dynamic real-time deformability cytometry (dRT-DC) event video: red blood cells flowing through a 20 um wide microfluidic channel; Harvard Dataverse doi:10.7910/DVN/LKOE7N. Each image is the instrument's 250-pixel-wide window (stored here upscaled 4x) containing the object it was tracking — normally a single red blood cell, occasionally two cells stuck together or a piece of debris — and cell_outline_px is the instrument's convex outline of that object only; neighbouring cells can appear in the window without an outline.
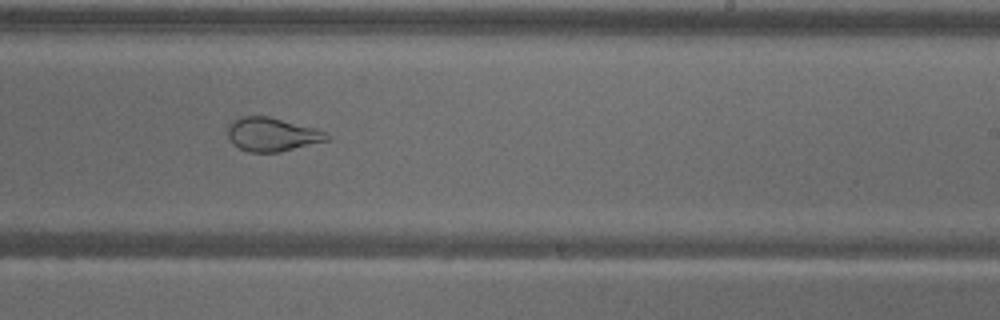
{"species": "common noctule bat (a hibernating species)", "species_latin": "Nyctalus noctula", "temperature_condition": "warm", "stored_images_in_passage": 52, "camera_frame_rate_fps": 3000, "um_per_image_px": 0.085, "animal": {"sex": "male", "body_mass_g": 18.8}, "frame": {"image": 1, "passage_image": 30, "time_ms": 9.667, "image_size_px": [1000, 320], "cell_outline_px": [[332, 136], [328, 140], [280, 152], [248, 152], [232, 144], [228, 136], [228, 124], [232, 120], [240, 116], [268, 116], [316, 128], [328, 132]], "centroid_in_image_um": [23.13, 11.42], "position_along_channel_um": 265.9, "area_um2": 19.65}}
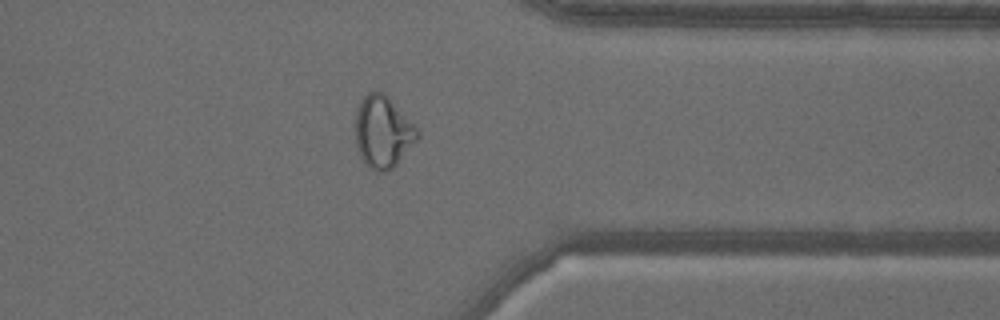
{"frame": {"image": 2, "passage_image": 40, "time_ms": 13.0, "image_size_px": [1000, 320], "cell_outline_px": [[420, 136], [396, 164], [392, 168], [384, 172], [380, 172], [372, 168], [360, 156], [356, 144], [356, 112], [360, 100], [368, 92], [380, 92], [388, 96], [420, 132]], "centroid_in_image_um": [32.54, 11.2], "position_along_channel_um": 378.9, "area_um2": 25.43}}
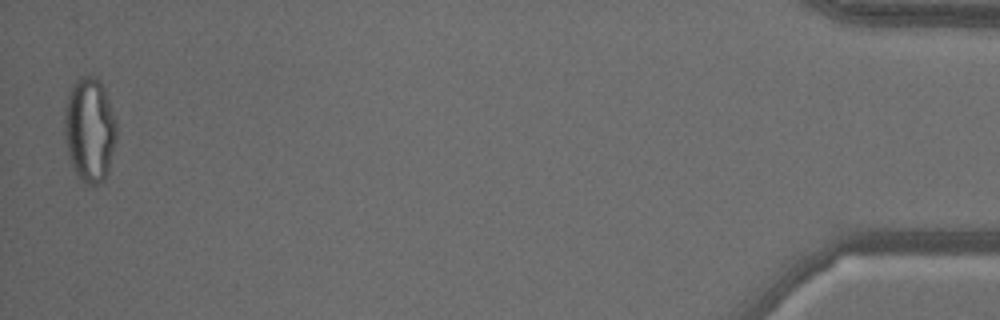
{"frame": {"image": 3, "passage_image": 51, "time_ms": 16.667, "image_size_px": [1000, 320], "cell_outline_px": [[116, 140], [108, 172], [104, 180], [96, 184], [84, 184], [80, 180], [68, 156], [64, 136], [64, 108], [72, 84], [76, 80], [84, 76], [96, 76], [100, 80], [104, 88], [116, 124]], "centroid_in_image_um": [7.6, 11.03], "position_along_channel_um": 427.6, "area_um2": 31.73}, "authors_computed_cell_mechanics": {"area_um2": 27.0215, "velocity_mm_per_s": 3.5898, "shape_relaxation_time_tau1_ms": null, "shape_relaxation_time_tau2_ms": 1.194, "deformation_change_tau1": null, "deformation_change_tau2": 0.0822}}